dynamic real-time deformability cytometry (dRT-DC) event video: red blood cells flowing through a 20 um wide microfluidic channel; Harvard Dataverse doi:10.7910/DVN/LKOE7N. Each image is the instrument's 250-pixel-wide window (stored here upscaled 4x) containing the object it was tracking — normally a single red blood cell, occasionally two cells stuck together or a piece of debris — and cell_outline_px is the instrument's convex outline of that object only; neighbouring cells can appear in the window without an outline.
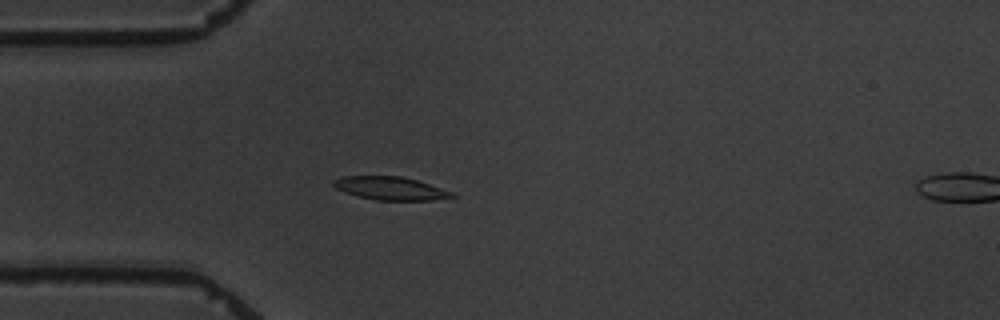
{"species": "common noctule bat (a hibernating species)", "species_latin": "Nyctalus noctula", "temperature_condition": "warm", "stored_images_in_passage": 5, "segment_of_instrument_passage": [1, 2], "camera_frame_rate_fps": 3000, "um_per_image_px": 0.085, "animal": {"sex": "male", "body_mass_g": 19.5, "forearm_length_mm": 54.6}, "frame": {"image": 1, "passage_image": 4, "time_ms": 3.333, "image_size_px": [1000, 320], "cell_outline_px": [[456, 196], [432, 200], [376, 200], [344, 192], [336, 188], [332, 184], [332, 180], [340, 176], [400, 176], [416, 180], [452, 192]], "centroid_in_image_um": [33.12, 16.0], "position_along_channel_um": 51.9, "area_um2": 15.78}}